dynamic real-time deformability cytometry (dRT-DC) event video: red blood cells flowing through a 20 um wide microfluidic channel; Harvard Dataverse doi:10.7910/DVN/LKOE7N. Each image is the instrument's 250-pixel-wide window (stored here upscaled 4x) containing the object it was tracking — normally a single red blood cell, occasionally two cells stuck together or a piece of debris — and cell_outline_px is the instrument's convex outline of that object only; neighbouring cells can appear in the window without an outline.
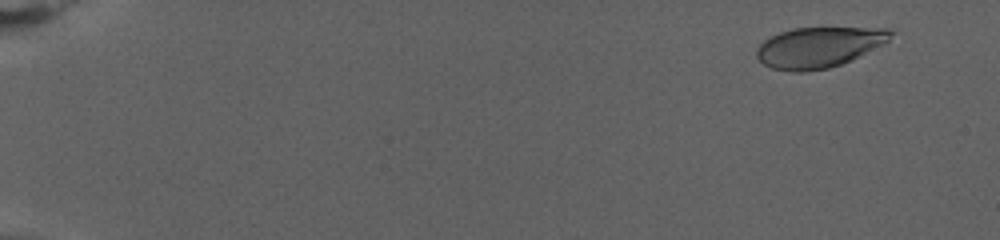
{"species": "human", "species_latin": "Homo sapiens", "temperature_condition": "warm", "stored_images_in_passage": 77, "camera_frame_rate_fps": 3000, "um_per_image_px": 0.085, "donor": {"sex": "female"}, "frame": {"image": 1, "passage_image": 6, "time_ms": 1.667, "image_size_px": [1000, 240], "cell_outline_px": [[892, 32], [888, 40], [884, 44], [852, 60], [828, 68], [804, 72], [792, 72], [772, 68], [764, 64], [756, 56], [756, 48], [764, 40], [780, 32], [792, 28], [888, 28]], "centroid_in_image_um": [69.58, 4.02], "position_along_channel_um": 15.4, "area_um2": 31.56}}
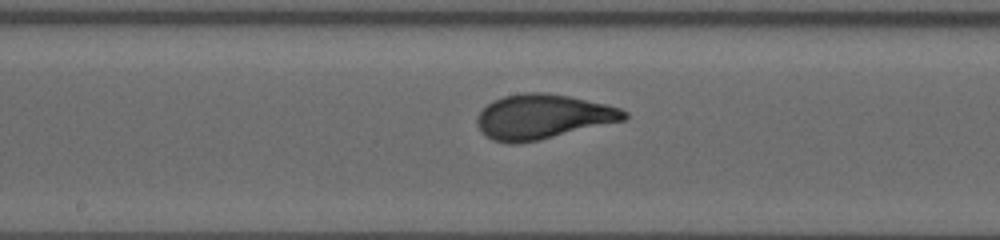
{"frame": {"image": 2, "passage_image": 44, "time_ms": 14.333, "image_size_px": [1000, 240], "cell_outline_px": [[628, 116], [624, 120], [540, 140], [520, 144], [508, 144], [492, 140], [476, 124], [476, 120], [480, 112], [492, 100], [504, 96], [524, 92], [544, 92], [568, 96], [604, 104], [620, 108], [628, 112]], "centroid_in_image_um": [46.12, 9.92], "position_along_channel_um": 202.1, "area_um2": 38.15}}
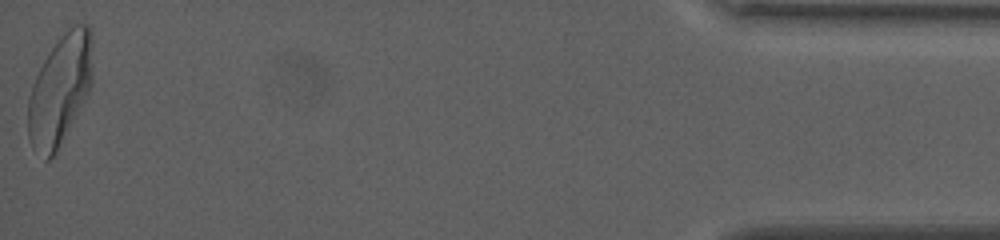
{"frame": {"image": 3, "passage_image": 77, "time_ms": 25.333, "image_size_px": [1000, 240], "cell_outline_px": [[92, 84], [88, 92], [56, 152], [48, 160], [44, 160], [32, 148], [28, 136], [28, 96], [32, 84], [48, 52], [60, 36], [68, 28], [76, 24], [88, 24], [92, 32]], "centroid_in_image_um": [5.09, 7.61], "position_along_channel_um": 430.1, "area_um2": 41.33}, "authors_computed_cell_mechanics": {"area_um2": 36.4718, "velocity_mm_per_s": 2.8039, "shape_relaxation_time_tau1_ms": 4.9061, "shape_relaxation_time_tau2_ms": null, "deformation_change_tau1": 0.2069, "deformation_change_tau2": null}}